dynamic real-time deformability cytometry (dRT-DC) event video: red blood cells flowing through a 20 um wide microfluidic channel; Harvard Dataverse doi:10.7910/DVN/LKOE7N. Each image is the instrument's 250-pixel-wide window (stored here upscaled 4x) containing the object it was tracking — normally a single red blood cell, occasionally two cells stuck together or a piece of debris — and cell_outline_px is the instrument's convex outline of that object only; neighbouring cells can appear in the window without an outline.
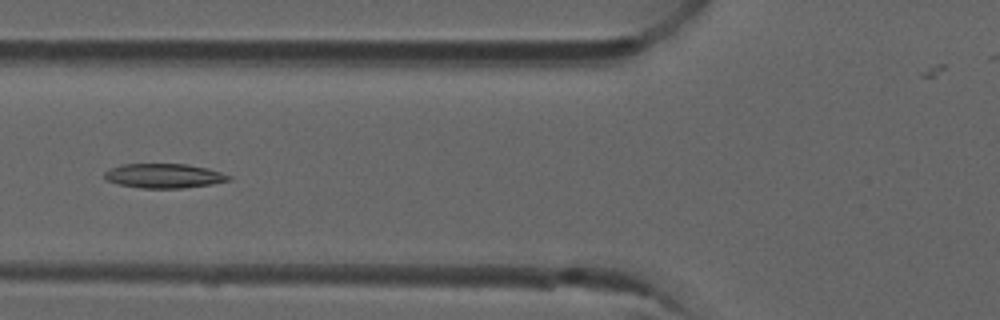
{"species": "common noctule bat (a hibernating species)", "species_latin": "Nyctalus noctula", "temperature_condition": "room temperature", "stored_images_in_passage": 6, "camera_frame_rate_fps": 3000, "um_per_image_px": 0.085, "animal": {"sex": "male", "forearm_length_mm": 52.5}, "frame": {"image": 1, "passage_image": 5, "time_ms": 1.333, "image_size_px": [1000, 320], "cell_outline_px": [[232, 180], [212, 184], [184, 188], [140, 188], [120, 184], [108, 180], [104, 176], [104, 172], [112, 168], [124, 164], [184, 164], [208, 168], [232, 176]], "centroid_in_image_um": [13.99, 14.95], "position_along_channel_um": 111.8, "area_um2": 17.57}}
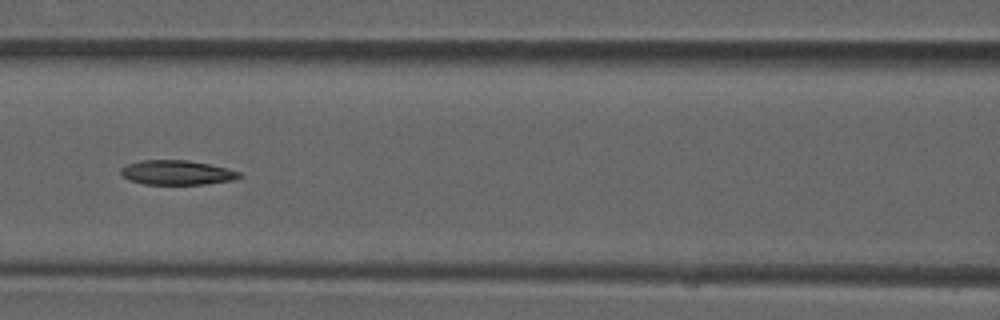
{"frame": {"image": 2, "passage_image": 6, "time_ms": 1.667, "image_size_px": [1000, 320], "cell_outline_px": [[244, 176], [232, 180], [204, 184], [144, 184], [128, 180], [120, 172], [120, 168], [128, 164], [140, 160], [188, 160], [228, 168], [240, 172]], "centroid_in_image_um": [15.04, 14.66], "position_along_channel_um": 151.6, "area_um2": 16.94}}